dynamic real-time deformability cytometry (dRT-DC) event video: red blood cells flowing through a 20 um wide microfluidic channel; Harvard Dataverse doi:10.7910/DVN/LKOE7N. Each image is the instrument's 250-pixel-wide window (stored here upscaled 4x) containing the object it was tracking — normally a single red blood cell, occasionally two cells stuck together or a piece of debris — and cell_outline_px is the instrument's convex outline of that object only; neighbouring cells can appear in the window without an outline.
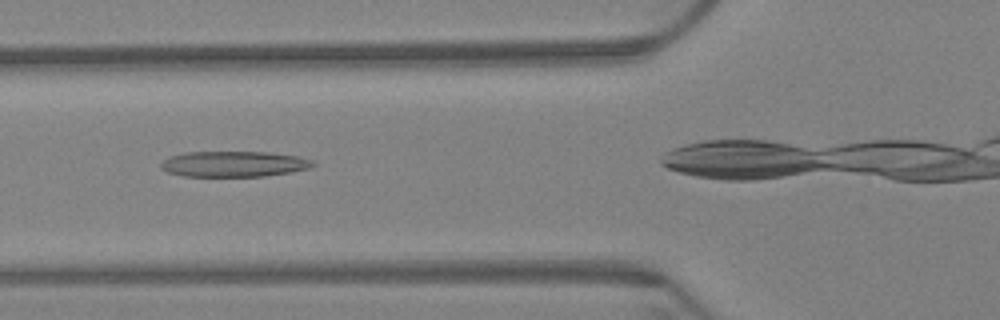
{"species": "Egyptian fruit bat (a non-hibernating species)", "species_latin": "Rousettus aegyptiacus", "temperature_condition": "warm", "stored_images_in_passage": 5, "camera_frame_rate_fps": 3000, "um_per_image_px": 0.085, "animal": {"sex": "female"}, "frame": {"image": 1, "passage_image": 3, "time_ms": 0.667, "image_size_px": [1000, 320], "cell_outline_px": [[316, 164], [308, 168], [292, 172], [264, 176], [184, 176], [168, 172], [160, 168], [160, 164], [164, 160], [172, 156], [184, 152], [268, 152], [296, 156], [312, 160]], "centroid_in_image_um": [19.87, 13.94], "position_along_channel_um": 105.9, "area_um2": 22.6}}